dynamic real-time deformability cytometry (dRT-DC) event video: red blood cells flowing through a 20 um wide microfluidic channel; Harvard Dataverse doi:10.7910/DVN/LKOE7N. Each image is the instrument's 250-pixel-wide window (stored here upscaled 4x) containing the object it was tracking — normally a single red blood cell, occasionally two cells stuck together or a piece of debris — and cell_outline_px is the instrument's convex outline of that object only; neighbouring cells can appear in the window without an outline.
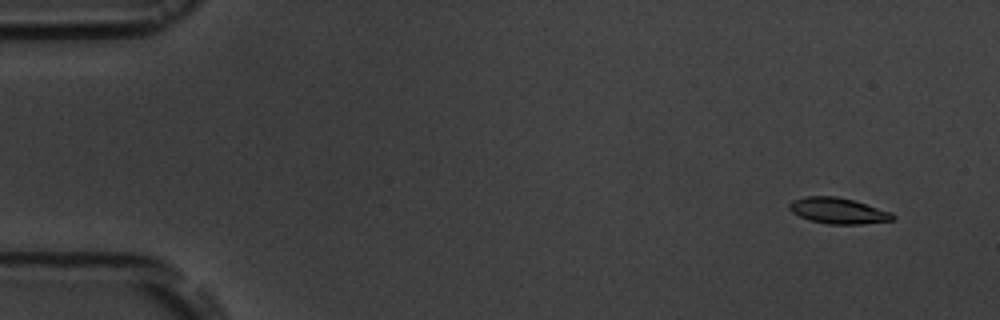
{"species": "common noctule bat (a hibernating species)", "species_latin": "Nyctalus noctula", "temperature_condition": "room temperature", "stored_images_in_passage": 5, "camera_frame_rate_fps": 3000, "um_per_image_px": 0.085, "animal": {"sex": "male", "body_mass_g": 19.5, "forearm_length_mm": 54.6}, "frame": {"image": 1, "passage_image": 2, "time_ms": 1.0, "image_size_px": [1000, 320], "cell_outline_px": [[896, 216], [892, 220], [860, 224], [828, 224], [812, 220], [800, 216], [792, 212], [788, 208], [788, 204], [792, 200], [804, 196], [836, 196], [852, 200], [892, 212]], "centroid_in_image_um": [71.22, 17.9], "position_along_channel_um": 13.8, "area_um2": 15.49}}
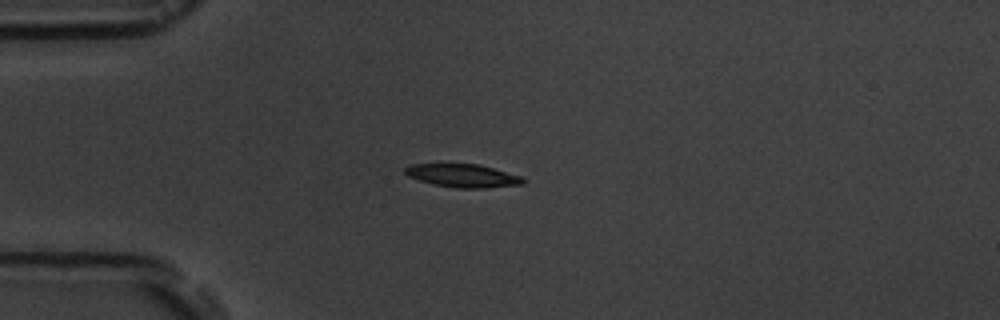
{"frame": {"image": 2, "passage_image": 5, "time_ms": 4.667, "image_size_px": [1000, 320], "cell_outline_px": [[524, 184], [488, 188], [456, 188], [432, 184], [408, 176], [404, 172], [404, 168], [412, 164], [480, 164], [520, 176], [524, 180]], "centroid_in_image_um": [39.33, 14.93], "position_along_channel_um": 45.7, "area_um2": 15.9}}